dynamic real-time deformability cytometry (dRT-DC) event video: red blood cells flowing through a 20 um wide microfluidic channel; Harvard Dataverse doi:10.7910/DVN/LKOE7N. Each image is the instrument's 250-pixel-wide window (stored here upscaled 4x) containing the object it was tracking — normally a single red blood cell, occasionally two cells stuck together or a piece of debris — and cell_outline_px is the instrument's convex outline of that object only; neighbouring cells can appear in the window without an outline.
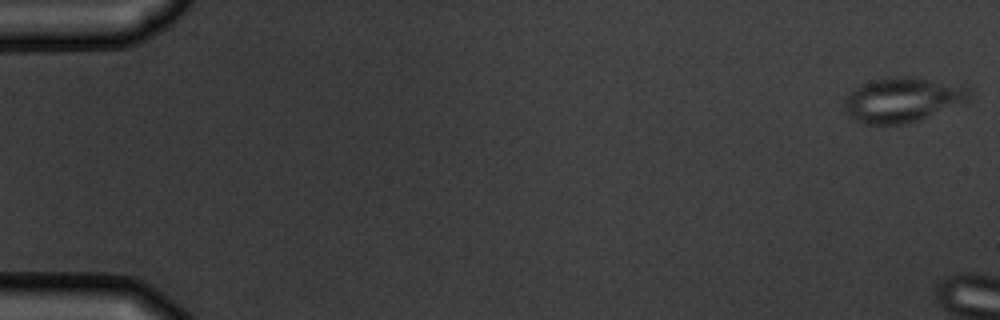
{"species": "common noctule bat (a hibernating species)", "species_latin": "Nyctalus noctula", "temperature_condition": "warm", "stored_images_in_passage": 3, "camera_frame_rate_fps": 3000, "um_per_image_px": 0.085, "animal": {"sex": "male", "body_mass_g": 19.5, "forearm_length_mm": 54.6}, "frame": {"image": 1, "passage_image": 1, "time_ms": 0.0, "image_size_px": [1000, 320], "cell_outline_px": [[968, 100], [964, 104], [904, 124], [864, 124], [848, 116], [844, 100], [860, 84], [872, 80], [888, 76], [904, 76], [928, 80], [968, 88]], "centroid_in_image_um": [76.66, 8.49], "position_along_channel_um": 8.3, "area_um2": 31.85}}